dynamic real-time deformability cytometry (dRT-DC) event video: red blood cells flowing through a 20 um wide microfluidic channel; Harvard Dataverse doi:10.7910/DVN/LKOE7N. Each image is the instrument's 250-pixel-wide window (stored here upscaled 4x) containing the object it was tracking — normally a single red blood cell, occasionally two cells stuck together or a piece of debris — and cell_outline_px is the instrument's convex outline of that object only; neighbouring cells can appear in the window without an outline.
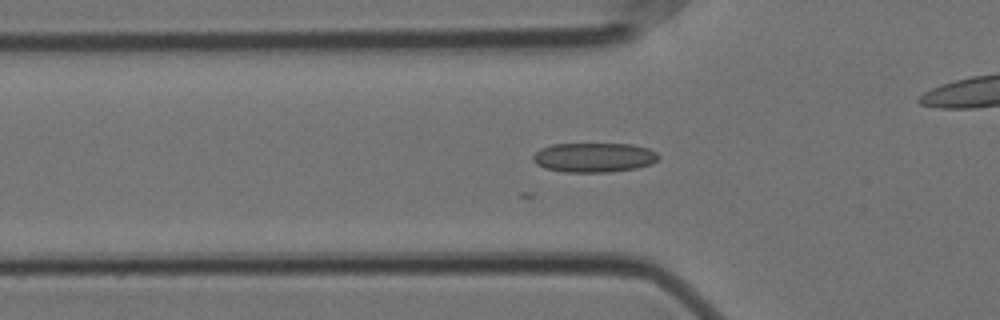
{"species": "Egyptian fruit bat (a non-hibernating species)", "species_latin": "Rousettus aegyptiacus", "temperature_condition": "cold", "stored_images_in_passage": 46, "camera_frame_rate_fps": 3000, "um_per_image_px": 0.085, "animal": {"sex": "female"}, "frame": {"image": 1, "passage_image": 19, "time_ms": 6.0, "image_size_px": [1000, 320], "cell_outline_px": [[660, 156], [652, 164], [636, 168], [608, 172], [564, 172], [544, 168], [536, 164], [532, 160], [532, 156], [540, 148], [552, 144], [632, 144], [648, 148], [656, 152]], "centroid_in_image_um": [50.47, 13.38], "position_along_channel_um": 75.3, "area_um2": 21.68}}
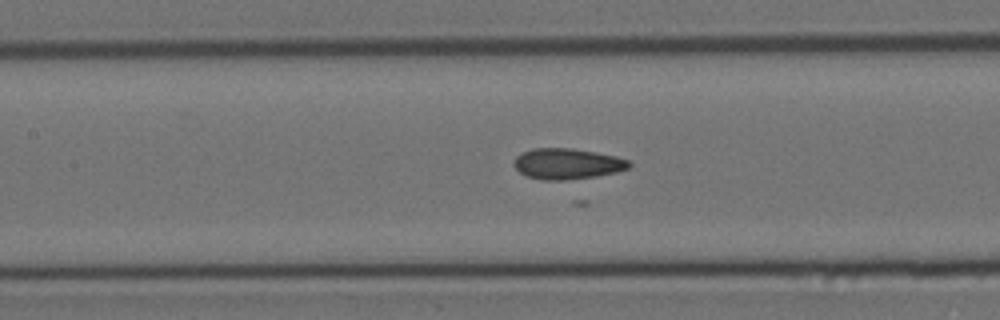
{"frame": {"image": 2, "passage_image": 26, "time_ms": 8.333, "image_size_px": [1000, 320], "cell_outline_px": [[632, 164], [628, 168], [616, 172], [596, 176], [564, 180], [544, 180], [528, 176], [520, 172], [512, 164], [516, 156], [520, 152], [532, 148], [572, 148], [596, 152], [616, 156], [628, 160]], "centroid_in_image_um": [48.19, 13.91], "position_along_channel_um": 159.2, "area_um2": 20.69}}
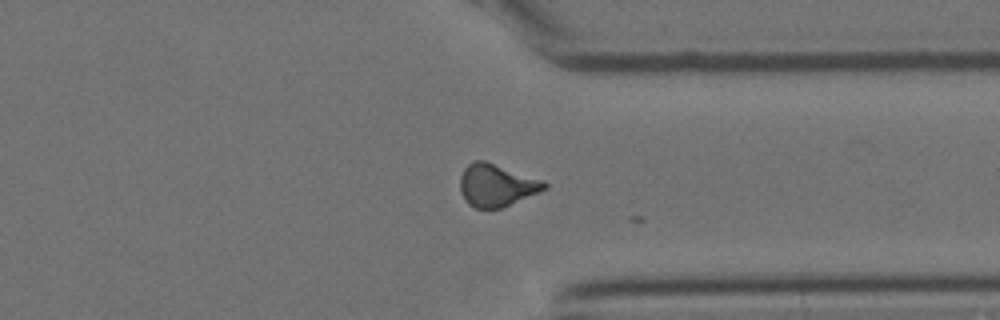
{"frame": {"image": 3, "passage_image": 44, "time_ms": 14.333, "image_size_px": [1000, 320], "cell_outline_px": [[548, 188], [500, 208], [476, 208], [468, 204], [464, 200], [460, 192], [460, 176], [464, 168], [472, 160], [484, 160], [544, 180], [548, 184]], "centroid_in_image_um": [42.18, 15.73], "position_along_channel_um": 369.2, "area_um2": 20.87}}